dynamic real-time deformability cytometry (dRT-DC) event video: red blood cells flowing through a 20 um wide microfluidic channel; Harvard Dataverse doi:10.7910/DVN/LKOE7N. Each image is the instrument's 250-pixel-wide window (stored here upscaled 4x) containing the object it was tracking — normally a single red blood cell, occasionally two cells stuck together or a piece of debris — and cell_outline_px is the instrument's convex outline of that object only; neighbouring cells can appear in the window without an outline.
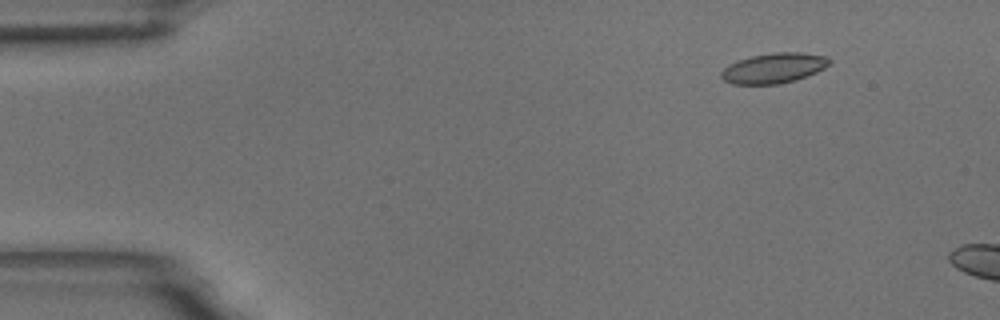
{"species": "common noctule bat (a hibernating species)", "species_latin": "Nyctalus noctula", "temperature_condition": "room temperature", "stored_images_in_passage": 11, "camera_frame_rate_fps": 3000, "um_per_image_px": 0.085, "animal": {"sex": "male", "body_mass_g": 18.8}, "frame": {"image": 1, "passage_image": 7, "time_ms": 2.0, "image_size_px": [1000, 320], "cell_outline_px": [[832, 60], [824, 68], [816, 72], [796, 80], [780, 84], [732, 84], [724, 80], [720, 76], [720, 72], [728, 64], [752, 56], [772, 52], [800, 52], [828, 56]], "centroid_in_image_um": [65.77, 5.78], "position_along_channel_um": 19.2, "area_um2": 19.07}}